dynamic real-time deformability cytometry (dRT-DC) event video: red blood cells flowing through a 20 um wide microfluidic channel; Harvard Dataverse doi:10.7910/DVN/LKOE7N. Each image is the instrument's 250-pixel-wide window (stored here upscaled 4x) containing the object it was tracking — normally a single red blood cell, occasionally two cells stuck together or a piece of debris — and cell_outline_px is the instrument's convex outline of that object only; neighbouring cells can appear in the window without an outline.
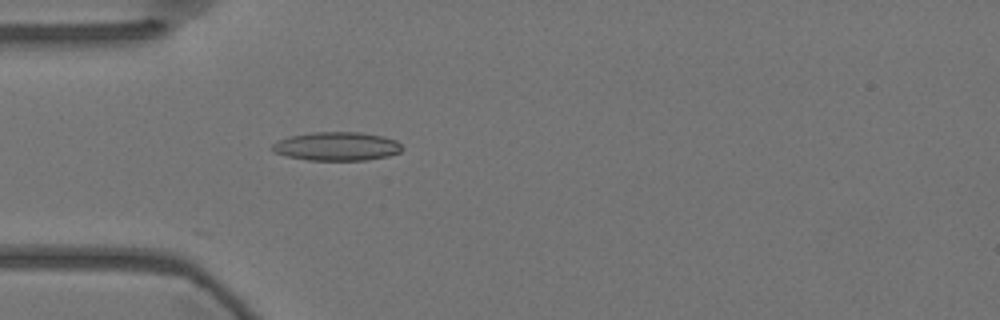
{"species": "Egyptian fruit bat (a non-hibernating species)", "species_latin": "Rousettus aegyptiacus", "temperature_condition": "warm", "stored_images_in_passage": 14, "camera_frame_rate_fps": 3000, "um_per_image_px": 0.085, "animal": {"sex": "female"}, "frame": {"image": 1, "passage_image": 1, "time_ms": 0.0, "image_size_px": [1000, 320], "cell_outline_px": [[404, 148], [400, 152], [388, 156], [368, 160], [308, 160], [288, 156], [276, 152], [272, 148], [272, 144], [288, 136], [312, 132], [360, 132], [380, 136], [396, 140]], "centroid_in_image_um": [28.65, 12.43], "position_along_channel_um": 56.3, "area_um2": 21.56}}
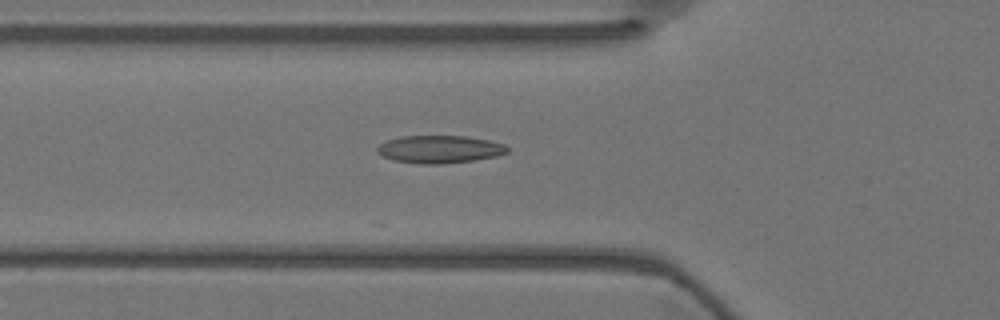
{"frame": {"image": 2, "passage_image": 4, "time_ms": 1.0, "image_size_px": [1000, 320], "cell_outline_px": [[508, 152], [496, 156], [472, 160], [444, 164], [420, 164], [392, 160], [376, 152], [376, 148], [384, 140], [400, 136], [468, 136], [488, 140], [504, 144], [508, 148]], "centroid_in_image_um": [37.32, 12.68], "position_along_channel_um": 88.5, "area_um2": 21.1}}
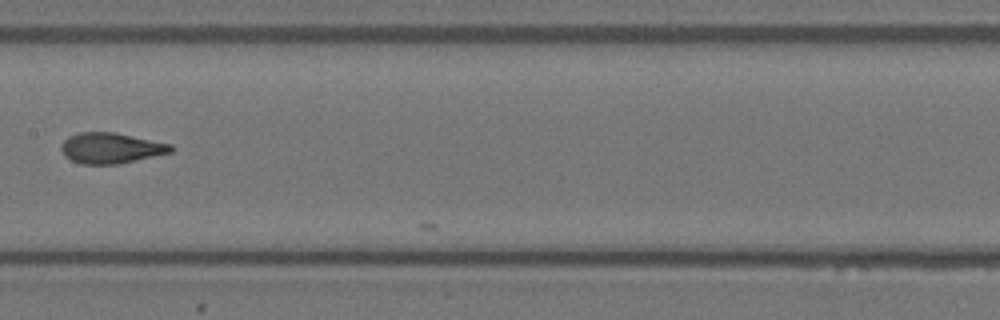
{"frame": {"image": 3, "passage_image": 13, "time_ms": 4.0, "image_size_px": [1000, 320], "cell_outline_px": [[176, 148], [172, 152], [116, 164], [80, 164], [64, 156], [60, 148], [64, 140], [68, 136], [80, 132], [112, 132], [172, 144]], "centroid_in_image_um": [9.41, 12.58], "position_along_channel_um": 198.0, "area_um2": 19.48}}